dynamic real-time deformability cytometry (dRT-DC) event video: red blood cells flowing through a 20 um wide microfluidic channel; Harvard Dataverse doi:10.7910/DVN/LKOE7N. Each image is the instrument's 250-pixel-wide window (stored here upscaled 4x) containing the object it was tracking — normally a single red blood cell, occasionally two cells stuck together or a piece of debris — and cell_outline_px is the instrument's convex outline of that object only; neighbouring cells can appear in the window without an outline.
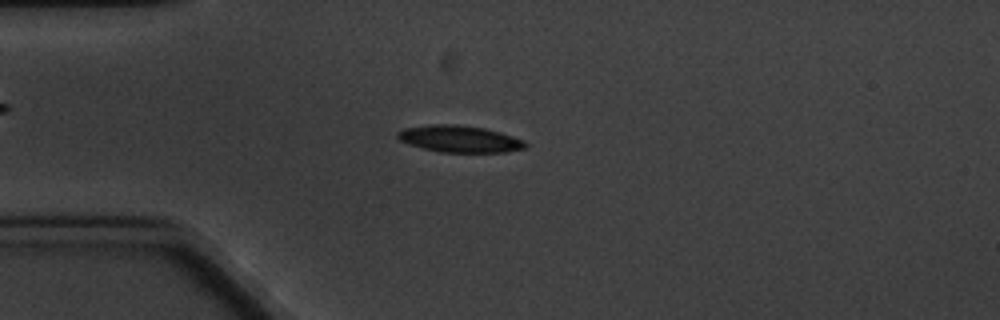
{"species": "common noctule bat (a hibernating species)", "species_latin": "Nyctalus noctula", "temperature_condition": "cold", "stored_images_in_passage": 5, "camera_frame_rate_fps": 3000, "um_per_image_px": 0.085, "animal": {"sex": "male", "body_mass_g": 20.1, "forearm_length_mm": 53.5}, "frame": {"image": 1, "passage_image": 4, "time_ms": 3.333, "image_size_px": [1000, 320], "cell_outline_px": [[528, 144], [524, 148], [504, 152], [440, 152], [408, 144], [400, 140], [396, 136], [396, 132], [404, 128], [428, 124], [456, 124], [484, 128], [500, 132], [524, 140]], "centroid_in_image_um": [39.03, 11.8], "position_along_channel_um": 46.0, "area_um2": 19.94}}